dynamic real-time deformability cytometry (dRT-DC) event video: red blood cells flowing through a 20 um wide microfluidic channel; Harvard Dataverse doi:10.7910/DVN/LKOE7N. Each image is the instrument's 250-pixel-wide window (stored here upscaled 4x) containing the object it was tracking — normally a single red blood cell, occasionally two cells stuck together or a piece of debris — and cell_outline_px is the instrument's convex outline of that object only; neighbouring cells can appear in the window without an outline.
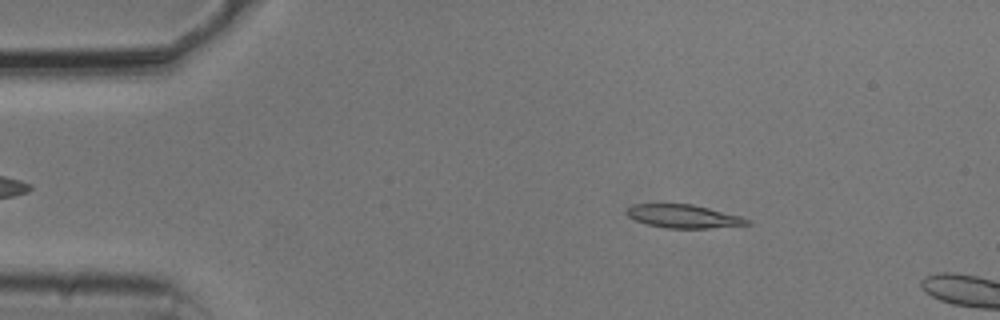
{"species": "common noctule bat (a hibernating species)", "species_latin": "Nyctalus noctula", "temperature_condition": "cold", "stored_images_in_passage": 9, "camera_frame_rate_fps": 3000, "um_per_image_px": 0.085, "animal": {"sex": "male", "body_mass_g": 20.5, "forearm_length_mm": 52.5}, "frame": {"image": 1, "passage_image": 3, "time_ms": 0.667, "image_size_px": [1000, 320], "cell_outline_px": [[752, 224], [708, 228], [668, 228], [648, 224], [636, 220], [628, 216], [624, 212], [632, 204], [692, 204], [740, 216], [752, 220]], "centroid_in_image_um": [58.11, 18.38], "position_along_channel_um": 26.9, "area_um2": 16.24}}